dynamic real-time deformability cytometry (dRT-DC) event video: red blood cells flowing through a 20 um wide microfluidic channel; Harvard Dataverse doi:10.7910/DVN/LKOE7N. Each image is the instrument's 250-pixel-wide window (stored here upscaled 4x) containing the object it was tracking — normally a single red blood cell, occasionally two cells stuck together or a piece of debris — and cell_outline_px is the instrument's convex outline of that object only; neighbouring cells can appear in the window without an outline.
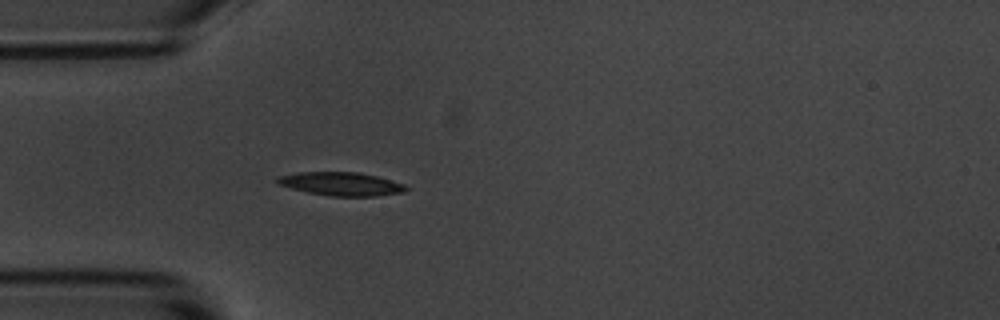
{"species": "common noctule bat (a hibernating species)", "species_latin": "Nyctalus noctula", "temperature_condition": "room temperature", "stored_images_in_passage": 3, "camera_frame_rate_fps": 3000, "um_per_image_px": 0.085, "animal": {"sex": "male", "body_mass_g": 20.1, "forearm_length_mm": 53.5}, "frame": {"image": 1, "passage_image": 3, "time_ms": 3.333, "image_size_px": [1000, 320], "cell_outline_px": [[408, 188], [404, 192], [376, 196], [328, 196], [308, 192], [276, 184], [276, 176], [300, 172], [360, 172], [376, 176], [404, 184]], "centroid_in_image_um": [28.97, 15.63], "position_along_channel_um": 56.0, "area_um2": 17.57}}